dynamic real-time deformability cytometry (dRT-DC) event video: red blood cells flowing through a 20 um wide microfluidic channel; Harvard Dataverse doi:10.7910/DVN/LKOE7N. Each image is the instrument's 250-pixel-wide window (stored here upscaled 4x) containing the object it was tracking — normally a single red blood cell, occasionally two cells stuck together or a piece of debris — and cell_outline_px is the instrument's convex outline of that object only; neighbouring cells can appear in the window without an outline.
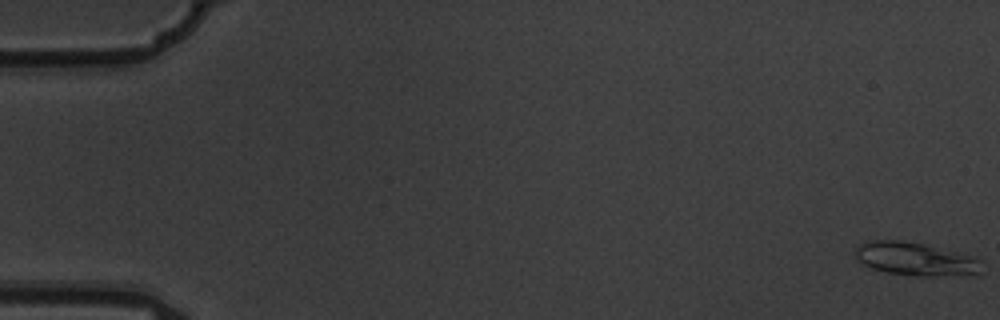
{"species": "common noctule bat (a hibernating species)", "species_latin": "Nyctalus noctula", "temperature_condition": "warm", "stored_images_in_passage": 5, "camera_frame_rate_fps": 3000, "um_per_image_px": 0.085, "animal": {"sex": "male", "body_mass_g": 19.5, "forearm_length_mm": 54.6}, "frame": {"image": 1, "passage_image": 1, "time_ms": 0.0, "image_size_px": [1000, 320], "cell_outline_px": [[980, 272], [928, 276], [916, 276], [888, 272], [872, 268], [856, 260], [856, 248], [860, 244], [868, 240], [900, 240], [924, 244], [956, 252], [980, 260]], "centroid_in_image_um": [77.7, 21.99], "position_along_channel_um": 7.3, "area_um2": 23.76}}